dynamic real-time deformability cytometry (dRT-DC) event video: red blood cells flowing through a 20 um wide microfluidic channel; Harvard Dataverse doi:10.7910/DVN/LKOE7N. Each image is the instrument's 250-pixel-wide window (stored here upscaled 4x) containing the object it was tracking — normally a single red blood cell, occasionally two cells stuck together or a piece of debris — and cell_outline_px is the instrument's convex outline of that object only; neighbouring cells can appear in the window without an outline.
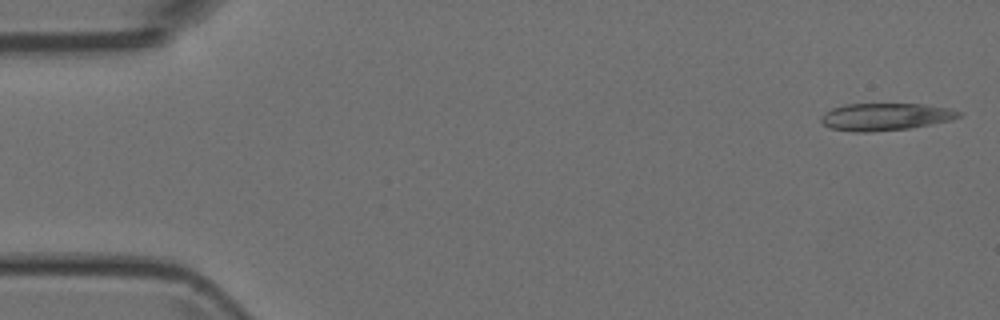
{"species": "Egyptian fruit bat (a non-hibernating species)", "species_latin": "Rousettus aegyptiacus", "temperature_condition": "room temperature", "stored_images_in_passage": 17, "camera_frame_rate_fps": 3000, "um_per_image_px": 0.085, "animal": {"sex": "female"}, "frame": {"image": 1, "passage_image": 1, "time_ms": 0.0, "image_size_px": [1000, 320], "cell_outline_px": [[964, 112], [960, 116], [952, 120], [912, 128], [872, 132], [856, 132], [832, 128], [824, 124], [820, 120], [820, 116], [824, 112], [832, 108], [844, 104], [924, 104], [948, 108]], "centroid_in_image_um": [75.28, 9.92], "position_along_channel_um": 9.7, "area_um2": 22.08}}
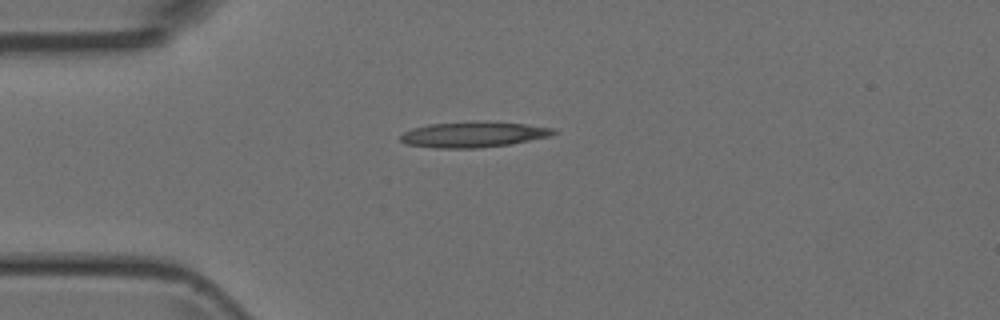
{"frame": {"image": 2, "passage_image": 12, "time_ms": 3.667, "image_size_px": [1000, 320], "cell_outline_px": [[560, 132], [548, 136], [508, 144], [476, 148], [436, 148], [408, 144], [400, 140], [400, 136], [404, 132], [412, 128], [428, 124], [472, 120], [476, 120], [524, 124], [556, 128]], "centroid_in_image_um": [40.23, 11.41], "position_along_channel_um": 44.8, "area_um2": 22.95}}
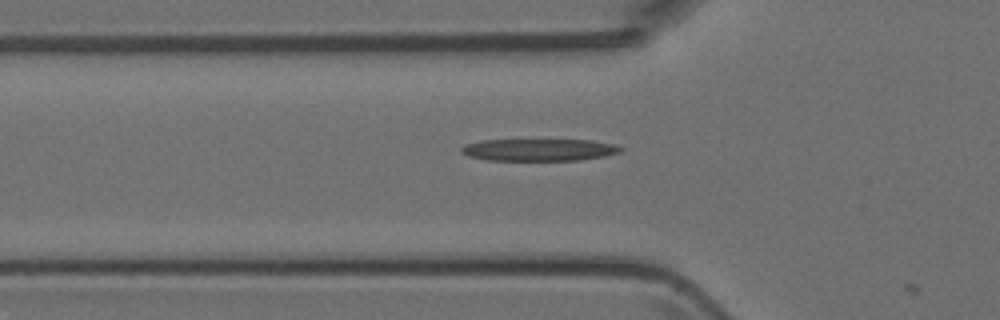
{"frame": {"image": 3, "passage_image": 16, "time_ms": 5.0, "image_size_px": [1000, 320], "cell_outline_px": [[624, 148], [620, 152], [604, 156], [580, 160], [488, 160], [468, 156], [460, 152], [460, 148], [464, 144], [480, 140], [592, 140], [616, 144]], "centroid_in_image_um": [45.81, 12.73], "position_along_channel_um": 80.0, "area_um2": 20.63}}